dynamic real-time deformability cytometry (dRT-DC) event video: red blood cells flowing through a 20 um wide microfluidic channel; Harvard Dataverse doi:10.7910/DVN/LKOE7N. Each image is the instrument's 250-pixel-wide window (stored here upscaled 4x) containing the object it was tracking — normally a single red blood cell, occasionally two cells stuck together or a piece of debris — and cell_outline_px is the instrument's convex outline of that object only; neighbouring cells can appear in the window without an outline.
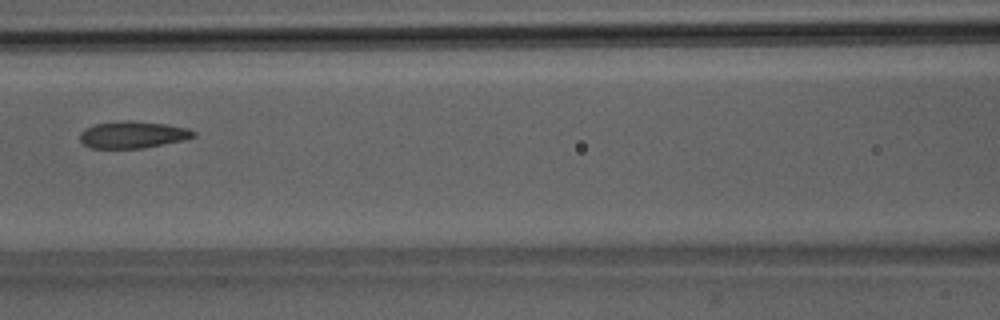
{"species": "Egyptian fruit bat (a non-hibernating species)", "species_latin": "Rousettus aegyptiacus", "temperature_condition": "room temperature", "stored_images_in_passage": 3, "camera_frame_rate_fps": 3000, "um_per_image_px": 0.085, "animal": {"sex": "male"}, "frame": {"image": 1, "passage_image": 3, "time_ms": 2.333, "image_size_px": [1000, 320], "cell_outline_px": [[196, 136], [188, 140], [144, 148], [88, 148], [80, 140], [80, 132], [84, 128], [92, 124], [124, 120], [132, 120], [164, 124], [188, 128], [196, 132]], "centroid_in_image_um": [11.3, 11.45], "position_along_channel_um": 155.3, "area_um2": 18.21}}